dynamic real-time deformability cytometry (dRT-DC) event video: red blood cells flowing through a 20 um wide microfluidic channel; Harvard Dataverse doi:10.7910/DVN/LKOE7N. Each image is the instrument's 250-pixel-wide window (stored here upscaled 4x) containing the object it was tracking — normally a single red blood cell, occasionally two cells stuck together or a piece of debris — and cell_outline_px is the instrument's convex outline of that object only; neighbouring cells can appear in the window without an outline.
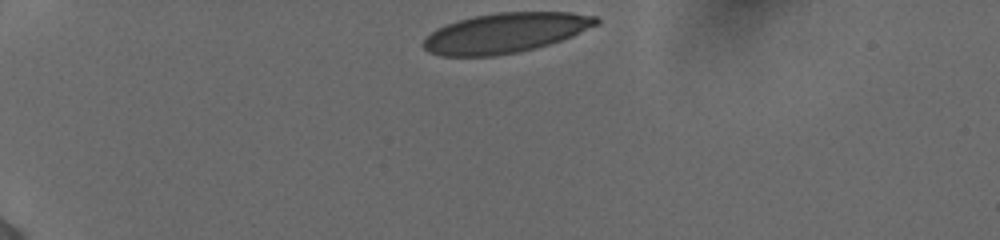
{"species": "human", "species_latin": "Homo sapiens", "temperature_condition": "cold", "stored_images_in_passage": 35, "camera_frame_rate_fps": 3000, "um_per_image_px": 0.085, "donor": {"sex": "female"}, "frame": {"image": 1, "passage_image": 1, "time_ms": 0.0, "image_size_px": [1000, 240], "cell_outline_px": [[600, 24], [572, 36], [536, 48], [520, 52], [492, 56], [440, 56], [428, 52], [420, 44], [436, 28], [472, 16], [500, 12], [572, 12], [596, 16], [600, 20]], "centroid_in_image_um": [42.97, 2.8], "position_along_channel_um": 42.0, "area_um2": 40.29}}
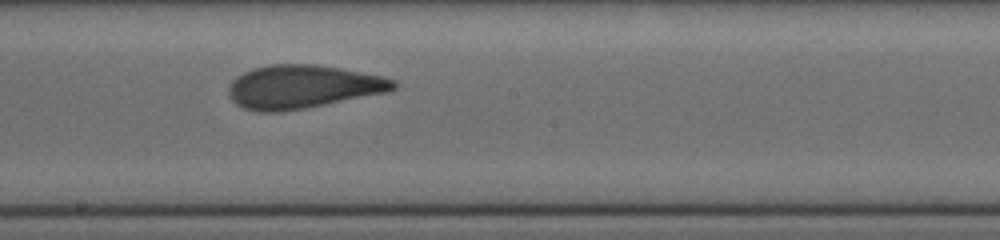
{"frame": {"image": 2, "passage_image": 20, "time_ms": 6.333, "image_size_px": [1000, 240], "cell_outline_px": [[396, 88], [384, 92], [304, 108], [280, 112], [260, 112], [244, 108], [236, 104], [228, 96], [228, 88], [232, 80], [236, 76], [252, 68], [268, 64], [316, 64], [380, 76], [396, 80]], "centroid_in_image_um": [25.64, 7.37], "position_along_channel_um": 222.6, "area_um2": 41.27}}
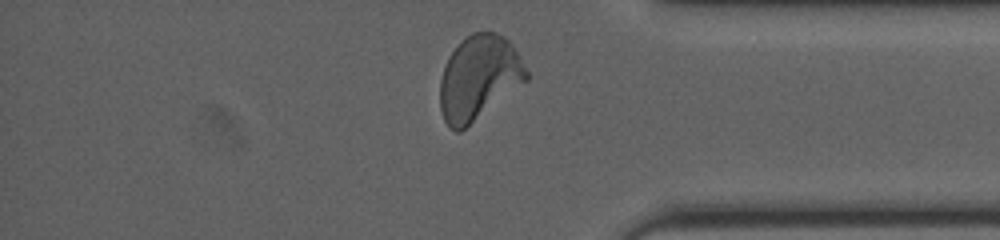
{"frame": {"image": 3, "passage_image": 34, "time_ms": 11.0, "image_size_px": [1000, 240], "cell_outline_px": [[528, 80], [460, 132], [456, 132], [448, 128], [444, 120], [440, 108], [440, 80], [444, 64], [448, 56], [460, 40], [472, 32], [496, 32], [508, 40], [512, 44], [520, 56], [528, 72]], "centroid_in_image_um": [40.68, 6.6], "position_along_channel_um": 394.5, "area_um2": 42.71}, "authors_computed_cell_mechanics": {"area_um2": 41.3848, "velocity_mm_per_s": 3.855, "shape_relaxation_time_tau1_ms": 4.3966, "shape_relaxation_time_tau2_ms": 0.9525, "deformation_change_tau1": 0.167, "deformation_change_tau2": 0.0697}}